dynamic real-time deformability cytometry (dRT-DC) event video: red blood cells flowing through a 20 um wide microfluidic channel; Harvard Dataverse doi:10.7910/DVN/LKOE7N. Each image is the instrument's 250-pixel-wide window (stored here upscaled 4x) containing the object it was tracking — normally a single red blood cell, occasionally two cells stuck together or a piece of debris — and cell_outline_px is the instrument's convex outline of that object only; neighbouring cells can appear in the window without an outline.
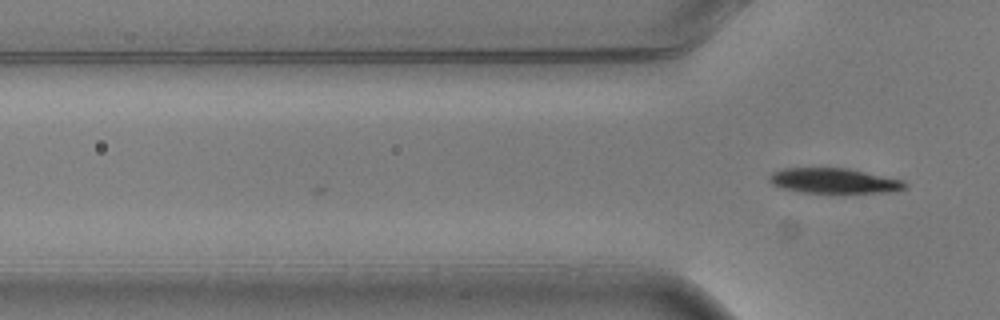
{"species": "common noctule bat (a hibernating species)", "species_latin": "Nyctalus noctula", "temperature_condition": "warm", "stored_images_in_passage": 3, "camera_frame_rate_fps": 3000, "um_per_image_px": 0.085, "animal": {"sex": "male", "body_mass_g": 20.5, "forearm_length_mm": 52.5}, "frame": {"image": 1, "passage_image": 3, "time_ms": 0.667, "image_size_px": [1000, 320], "cell_outline_px": [[908, 188], [892, 192], [844, 196], [800, 192], [784, 188], [772, 184], [768, 180], [768, 176], [772, 172], [784, 168], [848, 168], [904, 180], [908, 184]], "centroid_in_image_um": [70.98, 15.42], "position_along_channel_um": 54.8, "area_um2": 21.15}}